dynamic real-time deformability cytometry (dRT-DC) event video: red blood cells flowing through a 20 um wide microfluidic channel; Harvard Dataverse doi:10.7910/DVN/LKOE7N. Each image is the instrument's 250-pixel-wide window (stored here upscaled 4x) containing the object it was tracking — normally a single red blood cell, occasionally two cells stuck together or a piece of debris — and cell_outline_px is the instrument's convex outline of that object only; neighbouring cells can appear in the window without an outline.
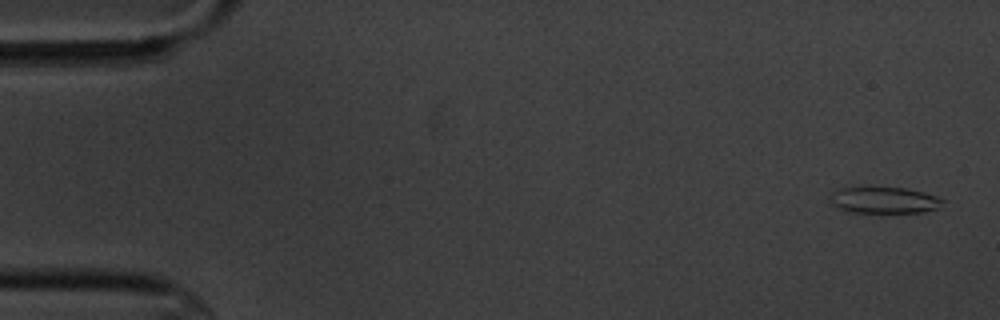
{"species": "common noctule bat (a hibernating species)", "species_latin": "Nyctalus noctula", "temperature_condition": "cold", "stored_images_in_passage": 4, "camera_frame_rate_fps": 3000, "um_per_image_px": 0.085, "animal": {"sex": "male", "body_mass_g": 20.1, "forearm_length_mm": 53.5}, "frame": {"image": 1, "passage_image": 1, "time_ms": 0.0, "image_size_px": [1000, 320], "cell_outline_px": [[944, 200], [936, 208], [924, 212], [852, 212], [828, 204], [828, 200], [832, 192], [840, 188], [904, 188], [924, 192], [936, 196]], "centroid_in_image_um": [75.09, 17.01], "position_along_channel_um": 9.9, "area_um2": 17.05}}
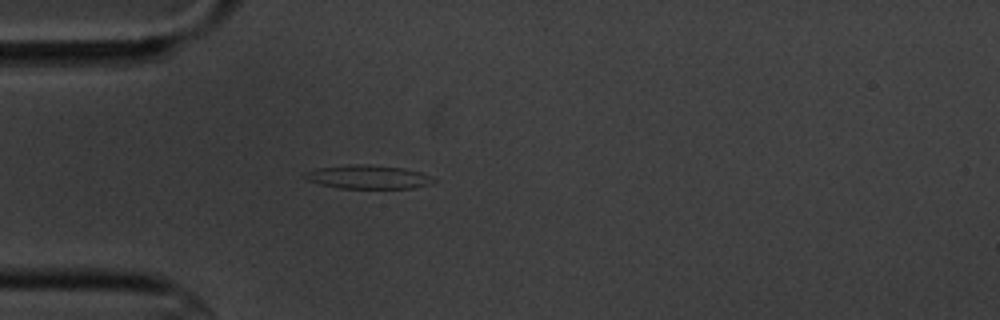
{"frame": {"image": 2, "passage_image": 4, "time_ms": 4.667, "image_size_px": [1000, 320], "cell_outline_px": [[436, 180], [412, 188], [340, 188], [320, 184], [308, 180], [304, 176], [304, 172], [316, 168], [348, 164], [368, 164], [404, 168], [420, 172], [432, 176]], "centroid_in_image_um": [31.24, 15.02], "position_along_channel_um": 53.8, "area_um2": 17.63}}